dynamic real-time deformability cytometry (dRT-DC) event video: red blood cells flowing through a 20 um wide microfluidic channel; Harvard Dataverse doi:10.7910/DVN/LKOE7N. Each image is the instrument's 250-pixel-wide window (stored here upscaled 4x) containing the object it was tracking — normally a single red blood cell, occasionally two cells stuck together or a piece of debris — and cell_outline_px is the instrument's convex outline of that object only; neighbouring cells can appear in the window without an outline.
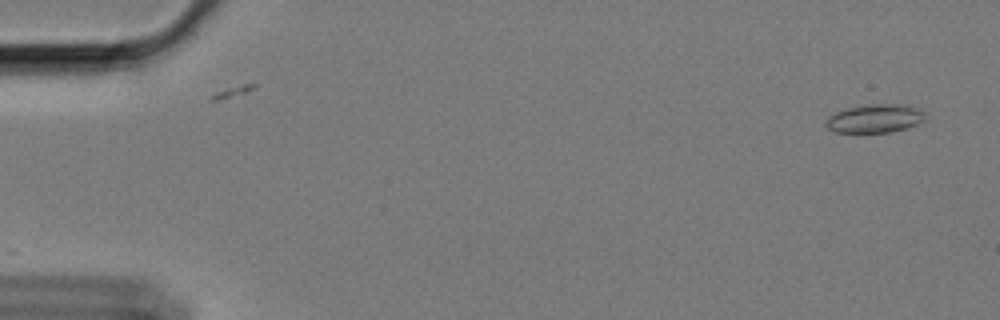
{"species": "Egyptian fruit bat (a non-hibernating species)", "species_latin": "Rousettus aegyptiacus", "temperature_condition": "cold", "stored_images_in_passage": 16, "camera_frame_rate_fps": 3000, "um_per_image_px": 0.085, "animal": {"sex": "female"}, "frame": {"image": 1, "passage_image": 1, "time_ms": 0.0, "image_size_px": [1000, 320], "cell_outline_px": [[924, 120], [908, 128], [892, 132], [836, 132], [828, 128], [824, 124], [828, 116], [836, 112], [848, 108], [868, 104], [904, 104], [920, 108], [924, 112]], "centroid_in_image_um": [74.38, 10.06], "position_along_channel_um": 10.6, "area_um2": 16.53}}
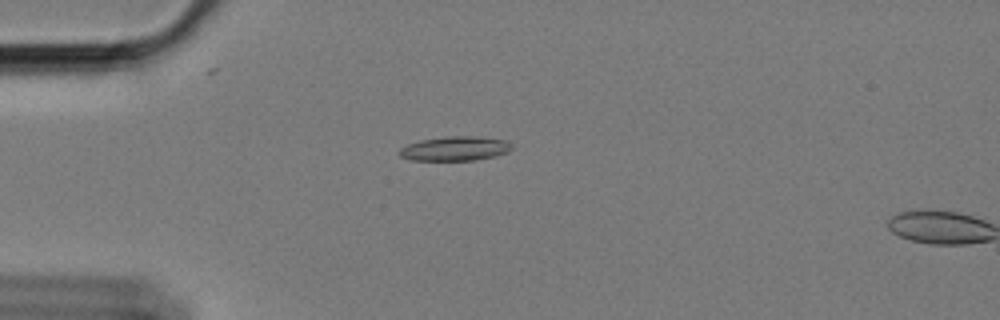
{"frame": {"image": 2, "passage_image": 14, "time_ms": 4.333, "image_size_px": [1000, 320], "cell_outline_px": [[512, 148], [508, 152], [496, 156], [476, 160], [408, 160], [400, 156], [396, 152], [400, 148], [408, 144], [420, 140], [448, 136], [476, 136], [508, 140], [512, 144]], "centroid_in_image_um": [38.68, 12.63], "position_along_channel_um": 46.3, "area_um2": 16.18}}